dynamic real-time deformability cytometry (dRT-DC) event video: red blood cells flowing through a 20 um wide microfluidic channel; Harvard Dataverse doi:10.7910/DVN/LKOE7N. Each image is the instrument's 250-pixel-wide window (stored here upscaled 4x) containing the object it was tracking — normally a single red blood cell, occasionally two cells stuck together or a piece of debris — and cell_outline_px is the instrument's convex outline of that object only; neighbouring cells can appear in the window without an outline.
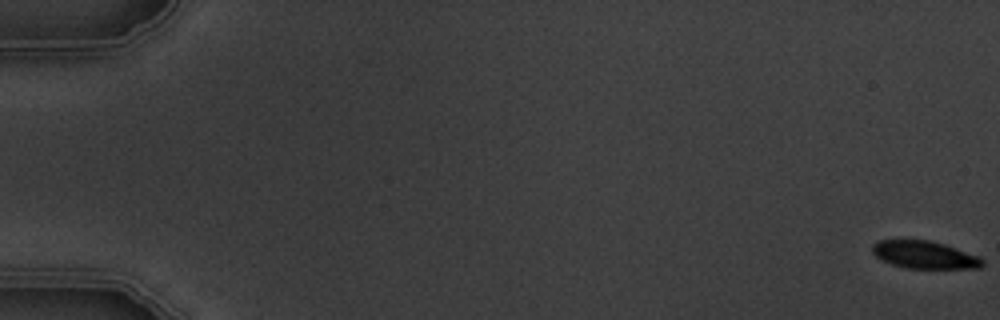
{"species": "common noctule bat (a hibernating species)", "species_latin": "Nyctalus noctula", "temperature_condition": "warm", "stored_images_in_passage": 6, "camera_frame_rate_fps": 3000, "um_per_image_px": 0.085, "animal": {"sex": "male", "body_mass_g": 19.5, "forearm_length_mm": 54.6}, "frame": {"image": 1, "passage_image": 1, "time_ms": 0.0, "image_size_px": [1000, 320], "cell_outline_px": [[984, 264], [980, 268], [904, 268], [880, 260], [872, 252], [872, 244], [880, 240], [928, 240], [944, 244], [980, 256], [984, 260]], "centroid_in_image_um": [78.59, 21.66], "position_along_channel_um": 6.4, "area_um2": 17.74}}
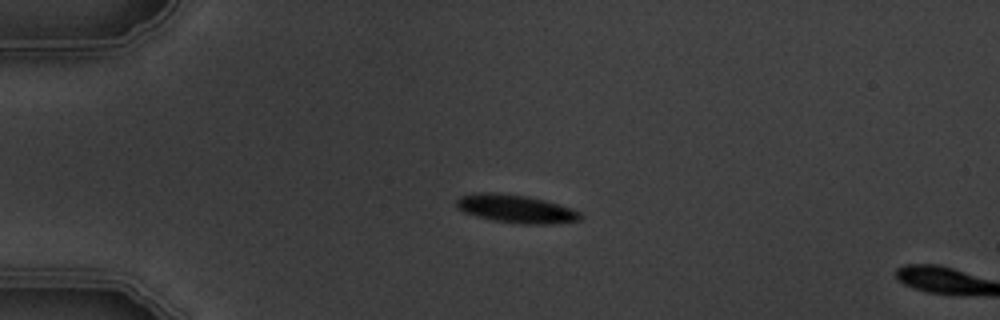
{"frame": {"image": 2, "passage_image": 5, "time_ms": 4.667, "image_size_px": [1000, 320], "cell_outline_px": [[584, 216], [580, 220], [552, 224], [520, 224], [496, 220], [476, 216], [464, 212], [456, 208], [456, 200], [460, 196], [476, 192], [496, 192], [528, 196], [544, 200], [580, 212]], "centroid_in_image_um": [43.82, 17.74], "position_along_channel_um": 41.2, "area_um2": 20.29}}